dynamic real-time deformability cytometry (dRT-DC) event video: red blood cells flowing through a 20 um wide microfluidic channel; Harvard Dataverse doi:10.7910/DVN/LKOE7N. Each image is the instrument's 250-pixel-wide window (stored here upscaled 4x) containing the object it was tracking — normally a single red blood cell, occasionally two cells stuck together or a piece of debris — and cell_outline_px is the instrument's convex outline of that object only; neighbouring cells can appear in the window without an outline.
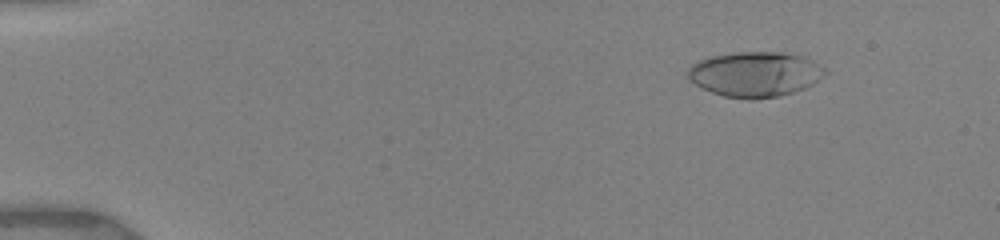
{"species": "human", "species_latin": "Homo sapiens", "temperature_condition": "warm", "stored_images_in_passage": 19, "camera_frame_rate_fps": 3000, "um_per_image_px": 0.085, "donor": {"sex": "female"}, "frame": {"image": 1, "passage_image": 3, "time_ms": 1.667, "image_size_px": [1000, 240], "cell_outline_px": [[828, 72], [824, 76], [812, 84], [804, 88], [780, 96], [752, 100], [748, 100], [724, 96], [712, 92], [688, 80], [688, 68], [692, 64], [708, 56], [736, 52], [780, 52], [800, 56], [820, 64]], "centroid_in_image_um": [64.17, 6.31], "position_along_channel_um": 20.8, "area_um2": 36.07}}
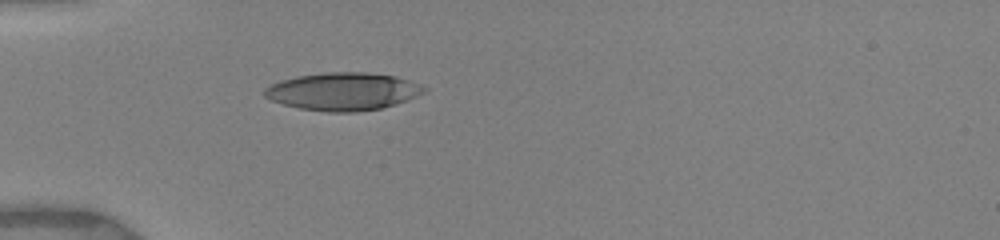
{"frame": {"image": 2, "passage_image": 11, "time_ms": 5.0, "image_size_px": [1000, 240], "cell_outline_px": [[428, 88], [424, 92], [416, 96], [396, 104], [380, 108], [356, 112], [328, 112], [300, 108], [284, 104], [272, 100], [264, 96], [264, 88], [280, 80], [296, 76], [324, 72], [368, 72], [396, 76], [420, 84]], "centroid_in_image_um": [29.16, 7.76], "position_along_channel_um": 55.8, "area_um2": 35.08}}